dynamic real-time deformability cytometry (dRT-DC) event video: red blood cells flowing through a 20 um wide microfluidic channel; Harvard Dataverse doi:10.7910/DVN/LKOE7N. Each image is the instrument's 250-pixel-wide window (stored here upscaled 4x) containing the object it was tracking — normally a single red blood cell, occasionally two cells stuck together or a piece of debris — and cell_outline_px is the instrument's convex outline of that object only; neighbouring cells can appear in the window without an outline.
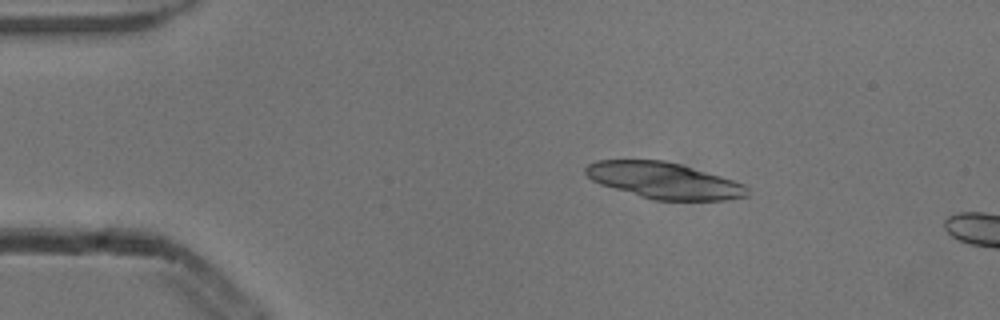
{"species": "common noctule bat (a hibernating species)", "species_latin": "Nyctalus noctula", "temperature_condition": "cold", "stored_images_in_passage": 3, "camera_frame_rate_fps": 3000, "um_per_image_px": 0.085, "animal": {"sex": "male", "body_mass_g": 13.3}, "frame": {"image": 1, "passage_image": 1, "time_ms": 0.0, "image_size_px": [1000, 320], "cell_outline_px": [[748, 196], [728, 200], [656, 200], [640, 196], [600, 184], [592, 180], [584, 172], [584, 168], [588, 164], [596, 160], [664, 160], [680, 164], [720, 176], [744, 184], [748, 188]], "centroid_in_image_um": [56.43, 15.34], "position_along_channel_um": 28.6, "area_um2": 33.93}}